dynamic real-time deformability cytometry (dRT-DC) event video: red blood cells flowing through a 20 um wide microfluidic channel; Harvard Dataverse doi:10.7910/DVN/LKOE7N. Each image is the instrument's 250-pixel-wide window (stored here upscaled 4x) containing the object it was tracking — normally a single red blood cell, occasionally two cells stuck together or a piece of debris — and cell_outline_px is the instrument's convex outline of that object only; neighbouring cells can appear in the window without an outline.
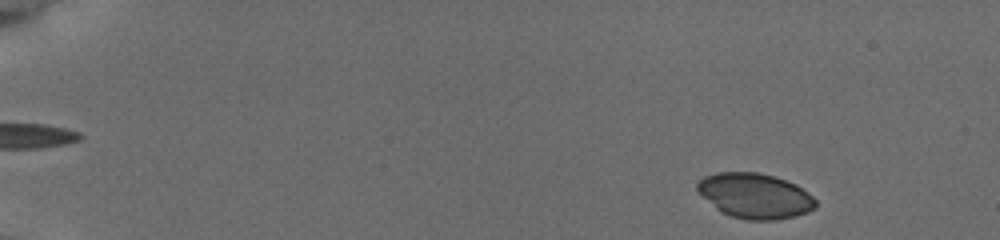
{"species": "common noctule bat (a hibernating species)", "species_latin": "Nyctalus noctula", "temperature_condition": "cold", "stored_images_in_passage": 24, "camera_frame_rate_fps": 3000, "um_per_image_px": 0.085, "animal": {"sex": "female", "body_mass_g": 19.5, "forearm_length_mm": 54.1}, "frame": {"image": 1, "passage_image": 4, "time_ms": 0.667, "image_size_px": [1000, 240], "cell_outline_px": [[816, 208], [808, 212], [796, 216], [776, 220], [748, 220], [732, 216], [720, 212], [696, 188], [696, 184], [704, 176], [716, 172], [756, 172], [772, 176], [796, 184], [812, 196], [816, 200]], "centroid_in_image_um": [64.19, 16.65], "position_along_channel_um": 20.8, "area_um2": 30.92}}